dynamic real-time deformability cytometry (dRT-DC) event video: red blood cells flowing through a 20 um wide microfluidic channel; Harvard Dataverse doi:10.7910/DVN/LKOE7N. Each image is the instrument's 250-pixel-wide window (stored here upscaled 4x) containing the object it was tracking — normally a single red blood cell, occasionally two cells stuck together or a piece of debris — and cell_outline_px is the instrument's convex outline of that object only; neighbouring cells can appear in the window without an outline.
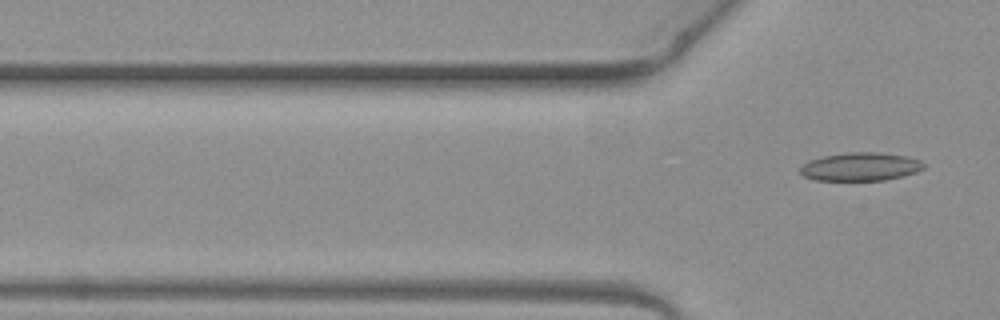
{"species": "common noctule bat (a hibernating species)", "species_latin": "Nyctalus noctula", "temperature_condition": "warm", "stored_images_in_passage": 5, "camera_frame_rate_fps": 3000, "um_per_image_px": 0.085, "animal": {"sex": "female", "body_mass_g": 19.3, "forearm_length_mm": 54.1}, "frame": {"image": 1, "passage_image": 5, "time_ms": 1.333, "image_size_px": [1000, 320], "cell_outline_px": [[924, 168], [916, 172], [884, 180], [816, 180], [804, 176], [800, 172], [800, 168], [808, 160], [824, 156], [848, 152], [880, 152], [904, 156], [920, 160], [924, 164]], "centroid_in_image_um": [73.12, 14.16], "position_along_channel_um": 52.7, "area_um2": 20.17}}